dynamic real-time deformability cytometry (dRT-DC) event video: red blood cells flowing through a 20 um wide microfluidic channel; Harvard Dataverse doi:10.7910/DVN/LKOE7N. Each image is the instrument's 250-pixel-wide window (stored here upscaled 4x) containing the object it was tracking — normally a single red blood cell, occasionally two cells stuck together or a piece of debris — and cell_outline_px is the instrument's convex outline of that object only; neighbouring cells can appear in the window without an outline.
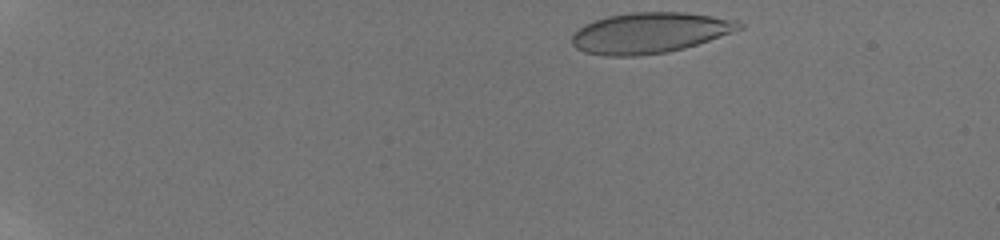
{"species": "human", "species_latin": "Homo sapiens", "temperature_condition": "room temperature", "stored_images_in_passage": 53, "camera_frame_rate_fps": 3000, "um_per_image_px": 0.085, "donor": {"sex": "male"}, "frame": {"image": 1, "passage_image": 1, "time_ms": 0.0, "image_size_px": [1000, 240], "cell_outline_px": [[744, 28], [684, 48], [668, 52], [640, 56], [604, 56], [584, 52], [576, 48], [572, 44], [572, 36], [584, 24], [608, 16], [632, 12], [684, 12], [740, 20], [744, 24]], "centroid_in_image_um": [55.24, 2.79], "position_along_channel_um": 29.8, "area_um2": 39.65}}
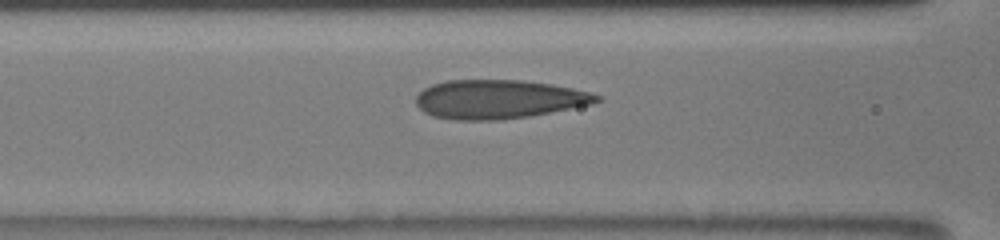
{"frame": {"image": 2, "passage_image": 21, "time_ms": 5.667, "image_size_px": [1000, 240], "cell_outline_px": [[600, 100], [592, 104], [528, 116], [500, 120], [456, 120], [432, 116], [424, 112], [416, 104], [416, 96], [424, 88], [432, 84], [448, 80], [520, 80], [552, 84], [592, 92], [600, 96]], "centroid_in_image_um": [42.37, 8.43], "position_along_channel_um": 124.2, "area_um2": 40.86}}
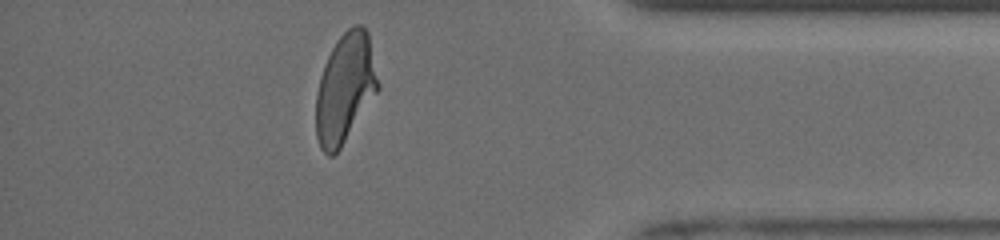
{"frame": {"image": 3, "passage_image": 46, "time_ms": 13.333, "image_size_px": [1000, 240], "cell_outline_px": [[380, 88], [340, 148], [332, 156], [328, 156], [320, 148], [316, 136], [316, 92], [320, 76], [324, 64], [336, 40], [348, 28], [356, 24], [360, 24], [368, 32], [380, 84]], "centroid_in_image_um": [29.33, 7.49], "position_along_channel_um": 405.9, "area_um2": 39.54}, "authors_computed_cell_mechanics": {"area_um2": 39.6508, "velocity_mm_per_s": 3.9353, "shape_relaxation_time_tau1_ms": 3.778, "shape_relaxation_time_tau2_ms": null, "deformation_change_tau1": 0.1665, "deformation_change_tau2": null}}